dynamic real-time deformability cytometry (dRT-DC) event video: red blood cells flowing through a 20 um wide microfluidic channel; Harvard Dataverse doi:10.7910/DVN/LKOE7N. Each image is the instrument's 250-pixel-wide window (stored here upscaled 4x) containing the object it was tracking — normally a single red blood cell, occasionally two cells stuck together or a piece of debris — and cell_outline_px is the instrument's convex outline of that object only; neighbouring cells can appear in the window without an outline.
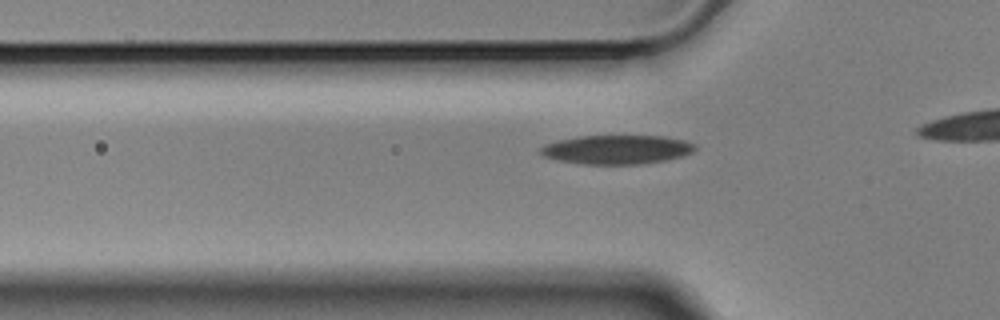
{"species": "Egyptian fruit bat (a non-hibernating species)", "species_latin": "Rousettus aegyptiacus", "temperature_condition": "cold", "stored_images_in_passage": 17, "camera_frame_rate_fps": 3000, "um_per_image_px": 0.085, "animal": {"sex": "male"}, "frame": {"image": 1, "passage_image": 7, "time_ms": 2.0, "image_size_px": [1000, 320], "cell_outline_px": [[696, 148], [692, 152], [684, 156], [644, 164], [580, 164], [556, 160], [544, 156], [540, 152], [540, 148], [544, 144], [560, 140], [580, 136], [664, 136], [684, 140], [696, 144]], "centroid_in_image_um": [52.44, 12.72], "position_along_channel_um": 73.4, "area_um2": 26.18}}
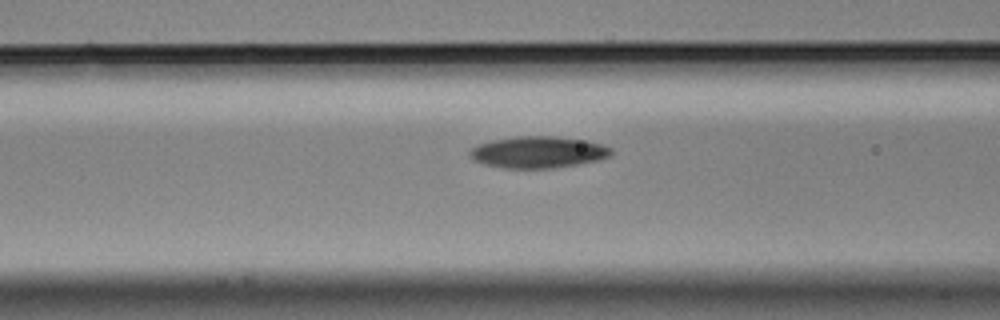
{"frame": {"image": 2, "passage_image": 11, "time_ms": 3.333, "image_size_px": [1000, 320], "cell_outline_px": [[612, 156], [600, 160], [556, 168], [500, 168], [484, 164], [472, 160], [468, 156], [468, 152], [476, 144], [492, 140], [516, 136], [552, 136], [584, 140], [600, 144], [612, 148]], "centroid_in_image_um": [45.71, 12.94], "position_along_channel_um": 120.9, "area_um2": 26.36}}
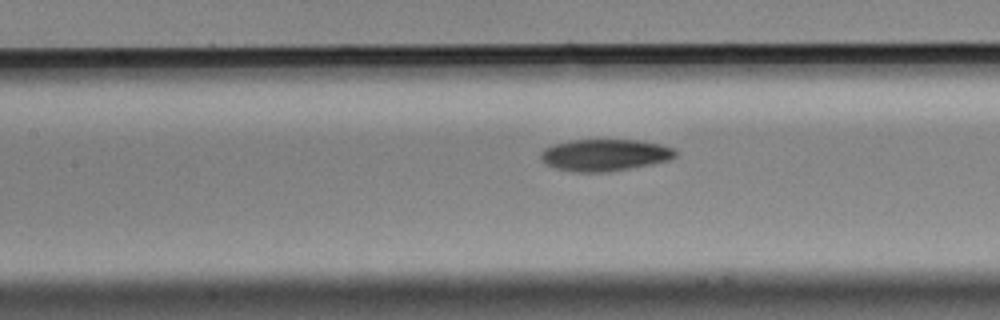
{"frame": {"image": 3, "passage_image": 14, "time_ms": 4.333, "image_size_px": [1000, 320], "cell_outline_px": [[676, 156], [668, 160], [652, 164], [608, 172], [572, 172], [556, 168], [544, 164], [540, 160], [540, 152], [544, 148], [556, 144], [572, 140], [636, 140], [660, 144], [672, 148], [676, 152]], "centroid_in_image_um": [51.36, 13.19], "position_along_channel_um": 156.0, "area_um2": 24.97}}